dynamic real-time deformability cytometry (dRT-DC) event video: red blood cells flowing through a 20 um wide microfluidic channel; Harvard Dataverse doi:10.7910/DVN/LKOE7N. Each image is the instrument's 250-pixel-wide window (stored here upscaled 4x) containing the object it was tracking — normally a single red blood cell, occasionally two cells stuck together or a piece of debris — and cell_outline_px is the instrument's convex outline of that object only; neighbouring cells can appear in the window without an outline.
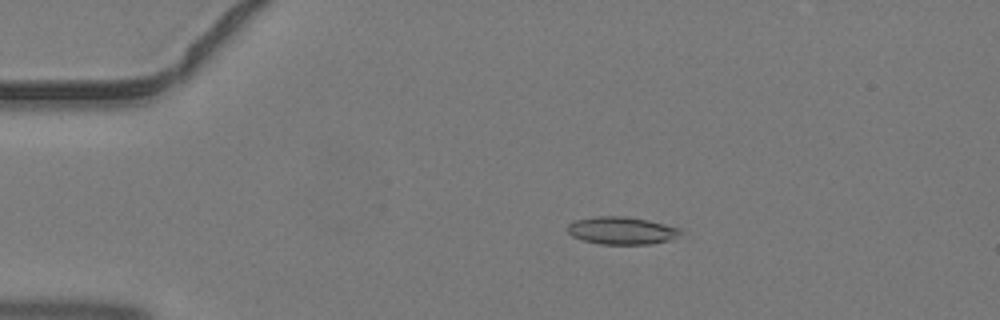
{"species": "common noctule bat (a hibernating species)", "species_latin": "Nyctalus noctula", "temperature_condition": "warm", "stored_images_in_passage": 44, "camera_frame_rate_fps": 3000, "um_per_image_px": 0.085, "animal": {"sex": "male", "body_mass_g": 19.2, "forearm_length_mm": 51.8}, "frame": {"image": 1, "passage_image": 9, "time_ms": 2.667, "image_size_px": [1000, 320], "cell_outline_px": [[680, 232], [676, 236], [668, 240], [652, 244], [600, 244], [584, 240], [572, 236], [568, 232], [568, 224], [576, 220], [596, 216], [624, 216], [648, 220], [680, 228]], "centroid_in_image_um": [52.81, 19.59], "position_along_channel_um": 32.2, "area_um2": 17.92}}
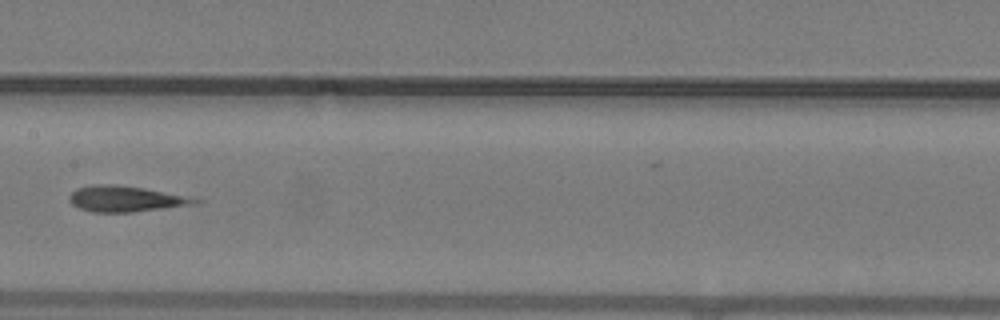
{"frame": {"image": 2, "passage_image": 23, "time_ms": 7.333, "image_size_px": [1000, 320], "cell_outline_px": [[204, 200], [200, 204], [132, 212], [92, 212], [80, 208], [72, 204], [68, 200], [68, 196], [76, 188], [96, 184], [112, 184], [144, 188], [200, 196]], "centroid_in_image_um": [10.85, 16.89], "position_along_channel_um": 196.5, "area_um2": 19.59}}
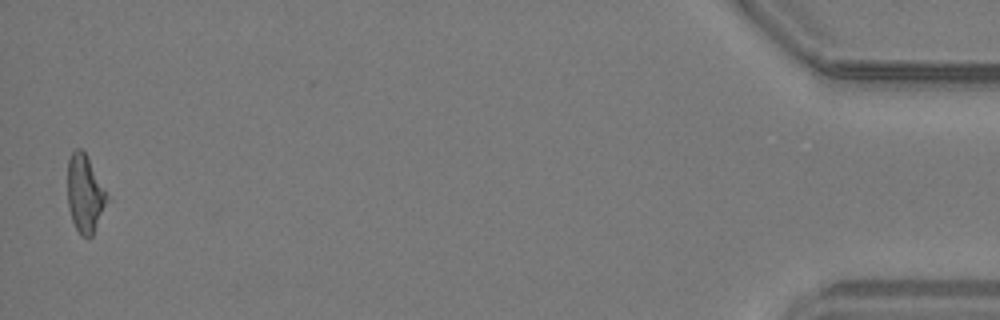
{"frame": {"image": 3, "passage_image": 44, "time_ms": 14.333, "image_size_px": [1000, 320], "cell_outline_px": [[112, 200], [92, 236], [80, 236], [72, 220], [68, 208], [68, 160], [72, 152], [76, 148], [80, 148], [84, 152]], "centroid_in_image_um": [7.27, 16.52], "position_along_channel_um": 427.9, "area_um2": 18.26}}